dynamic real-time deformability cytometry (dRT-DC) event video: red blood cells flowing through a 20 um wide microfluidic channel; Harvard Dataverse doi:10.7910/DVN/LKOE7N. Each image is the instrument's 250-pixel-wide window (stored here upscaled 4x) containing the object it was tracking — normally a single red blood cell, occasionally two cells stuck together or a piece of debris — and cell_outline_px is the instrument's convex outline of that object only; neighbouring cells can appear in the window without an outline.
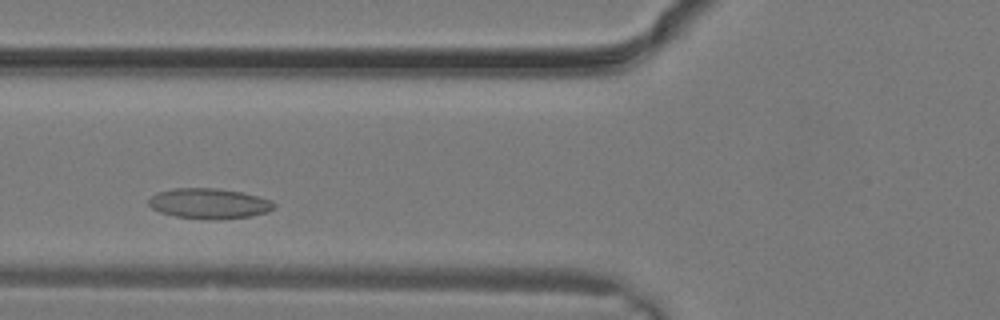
{"species": "common noctule bat (a hibernating species)", "species_latin": "Nyctalus noctula", "temperature_condition": "warm", "stored_images_in_passage": 10, "camera_frame_rate_fps": 3000, "um_per_image_px": 0.085, "animal": {"sex": "male", "body_mass_g": 19.2, "forearm_length_mm": 51.8}, "frame": {"image": 1, "passage_image": 5, "time_ms": 1.333, "image_size_px": [1000, 320], "cell_outline_px": [[276, 208], [268, 212], [252, 216], [212, 220], [176, 216], [160, 212], [152, 208], [148, 204], [148, 200], [152, 196], [160, 192], [172, 188], [216, 188], [240, 192], [272, 200], [276, 204]], "centroid_in_image_um": [17.81, 17.3], "position_along_channel_um": 108.0, "area_um2": 22.14}}
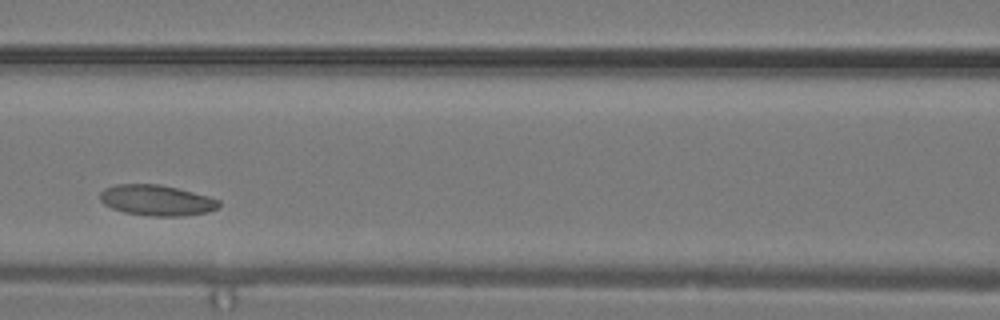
{"frame": {"image": 2, "passage_image": 7, "time_ms": 2.0, "image_size_px": [1000, 320], "cell_outline_px": [[220, 204], [216, 208], [208, 212], [184, 216], [152, 216], [124, 212], [112, 208], [104, 204], [100, 200], [100, 192], [104, 188], [116, 184], [160, 184], [208, 196], [220, 200]], "centroid_in_image_um": [13.3, 17.02], "position_along_channel_um": 153.3, "area_um2": 21.21}}
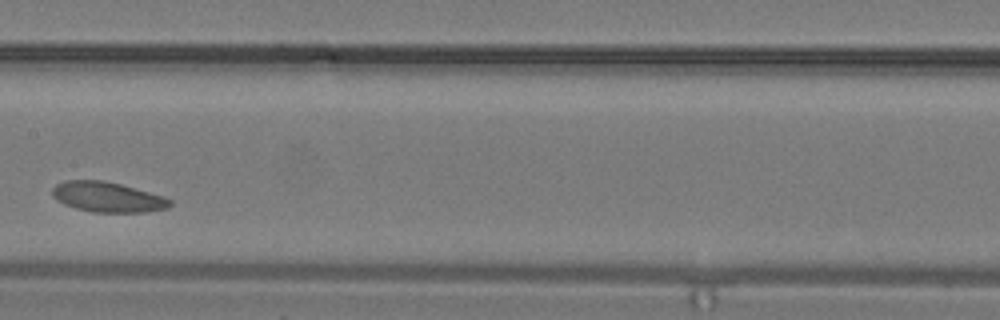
{"frame": {"image": 3, "passage_image": 9, "time_ms": 2.667, "image_size_px": [1000, 320], "cell_outline_px": [[172, 204], [168, 208], [144, 212], [92, 212], [76, 208], [64, 204], [56, 200], [52, 196], [52, 188], [56, 184], [64, 180], [104, 180], [120, 184], [164, 196], [172, 200]], "centroid_in_image_um": [9.13, 16.74], "position_along_channel_um": 198.3, "area_um2": 20.75}}